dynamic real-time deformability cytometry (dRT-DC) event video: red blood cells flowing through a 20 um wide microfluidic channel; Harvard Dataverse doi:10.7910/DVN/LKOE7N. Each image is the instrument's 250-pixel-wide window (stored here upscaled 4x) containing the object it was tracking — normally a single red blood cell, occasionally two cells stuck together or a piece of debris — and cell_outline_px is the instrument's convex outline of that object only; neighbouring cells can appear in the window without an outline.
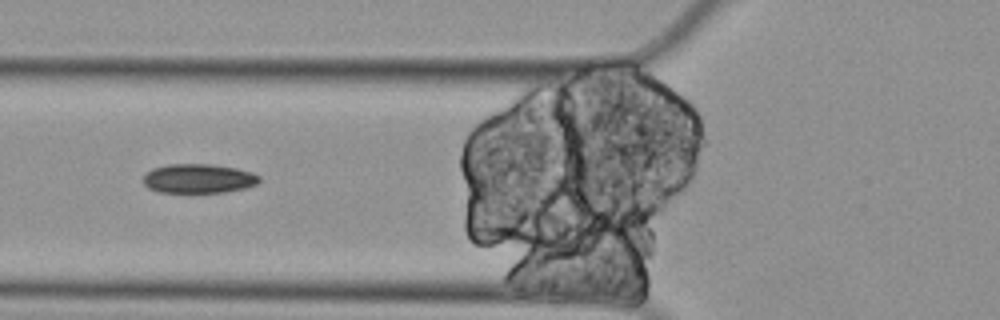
{"species": "Egyptian fruit bat (a non-hibernating species)", "species_latin": "Rousettus aegyptiacus", "temperature_condition": "cold", "stored_images_in_passage": 10, "camera_frame_rate_fps": 3000, "um_per_image_px": 0.085, "animal": {"sex": "female"}, "frame": {"image": 1, "passage_image": 4, "time_ms": 1.0, "image_size_px": [1000, 320], "cell_outline_px": [[260, 180], [256, 184], [244, 188], [224, 192], [156, 192], [148, 188], [144, 184], [144, 176], [152, 168], [168, 164], [212, 164], [236, 168], [252, 172], [260, 176]], "centroid_in_image_um": [16.87, 15.17], "position_along_channel_um": 108.9, "area_um2": 19.77}}
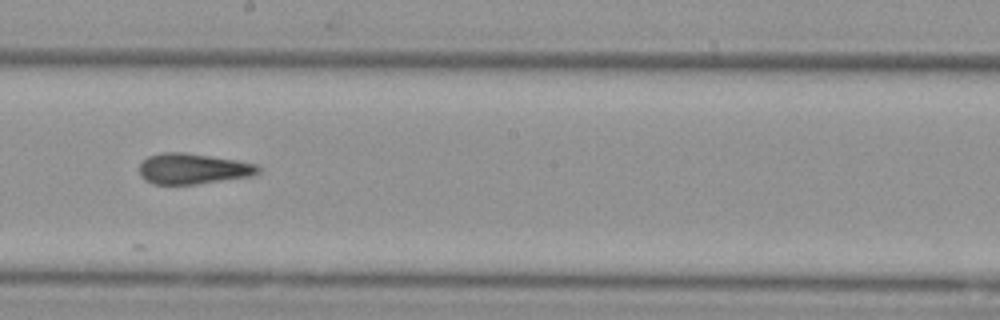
{"frame": {"image": 2, "passage_image": 7, "time_ms": 2.0, "image_size_px": [1000, 320], "cell_outline_px": [[260, 172], [252, 176], [196, 184], [152, 184], [144, 180], [140, 176], [140, 164], [148, 156], [164, 152], [184, 152], [236, 160], [256, 164], [260, 168]], "centroid_in_image_um": [16.39, 14.35], "position_along_channel_um": 231.8, "area_um2": 21.21}}
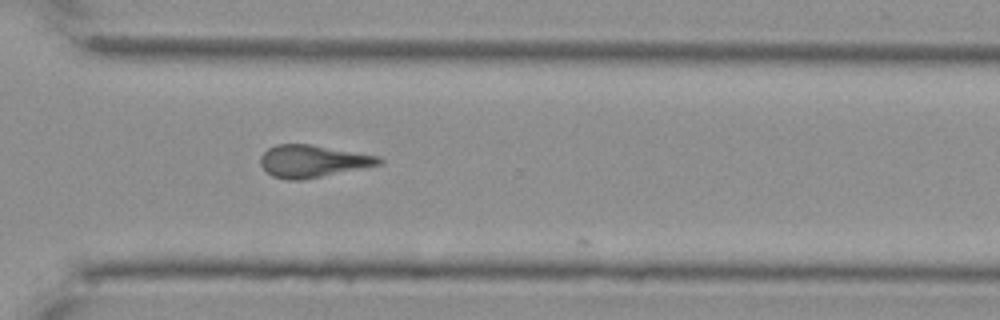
{"frame": {"image": 3, "passage_image": 10, "time_ms": 3.0, "image_size_px": [1000, 320], "cell_outline_px": [[384, 164], [300, 180], [288, 180], [272, 176], [260, 164], [260, 156], [268, 148], [276, 144], [308, 144], [380, 156], [384, 160]], "centroid_in_image_um": [26.59, 13.69], "position_along_channel_um": 344.0, "area_um2": 22.2}}